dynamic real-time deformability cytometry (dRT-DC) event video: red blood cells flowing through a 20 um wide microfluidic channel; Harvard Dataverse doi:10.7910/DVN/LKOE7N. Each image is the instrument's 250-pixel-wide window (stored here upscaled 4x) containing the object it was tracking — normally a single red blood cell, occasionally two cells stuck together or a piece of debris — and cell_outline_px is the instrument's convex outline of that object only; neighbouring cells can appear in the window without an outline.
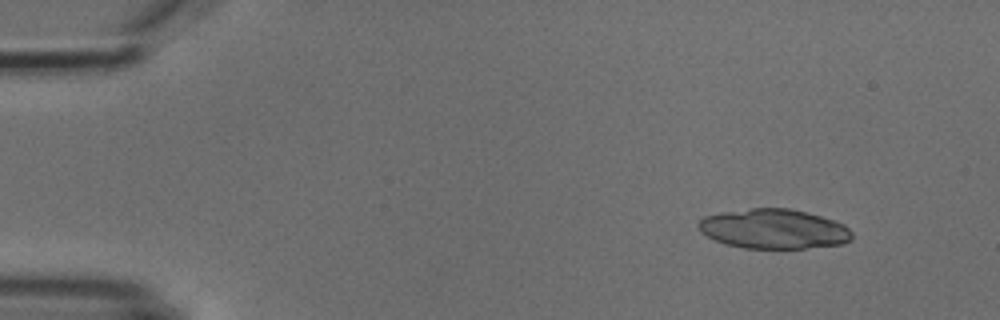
{"species": "common noctule bat (a hibernating species)", "species_latin": "Nyctalus noctula", "temperature_condition": "cold", "stored_images_in_passage": 4, "camera_frame_rate_fps": 3000, "um_per_image_px": 0.085, "animal": {"sex": "male", "body_mass_g": 18.8}, "frame": {"image": 1, "passage_image": 1, "time_ms": 0.0, "image_size_px": [1000, 320], "cell_outline_px": [[852, 240], [844, 244], [808, 248], [744, 248], [728, 244], [716, 240], [700, 232], [696, 224], [704, 216], [720, 212], [752, 208], [792, 208], [808, 212], [836, 220], [844, 224], [852, 232]], "centroid_in_image_um": [65.8, 19.45], "position_along_channel_um": 19.2, "area_um2": 35.84}}